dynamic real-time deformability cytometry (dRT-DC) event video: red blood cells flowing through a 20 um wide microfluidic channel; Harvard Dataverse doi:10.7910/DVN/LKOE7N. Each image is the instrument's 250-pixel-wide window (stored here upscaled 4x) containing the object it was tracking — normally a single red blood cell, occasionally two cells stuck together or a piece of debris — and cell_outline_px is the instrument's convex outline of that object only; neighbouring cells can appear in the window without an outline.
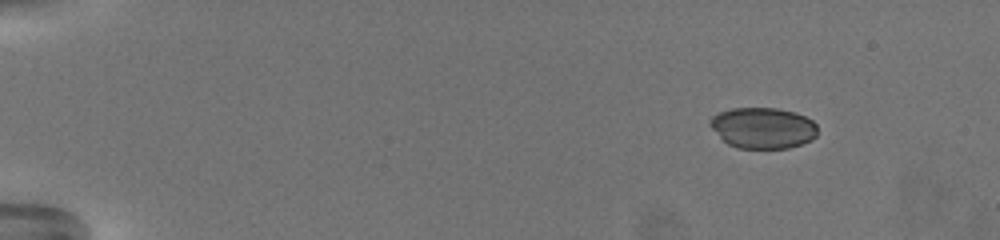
{"species": "common noctule bat (a hibernating species)", "species_latin": "Nyctalus noctula", "temperature_condition": "warm", "stored_images_in_passage": 59, "camera_frame_rate_fps": 3000, "um_per_image_px": 0.085, "animal": {"sex": "female", "body_mass_g": 19.5, "forearm_length_mm": 54.1}, "frame": {"image": 1, "passage_image": 1, "time_ms": 0.0, "image_size_px": [1000, 240], "cell_outline_px": [[816, 136], [812, 140], [788, 148], [736, 148], [728, 144], [708, 124], [708, 120], [712, 116], [720, 112], [732, 108], [776, 108], [792, 112], [804, 116], [812, 120], [816, 124]], "centroid_in_image_um": [64.83, 10.87], "position_along_channel_um": 20.2, "area_um2": 25.55}}